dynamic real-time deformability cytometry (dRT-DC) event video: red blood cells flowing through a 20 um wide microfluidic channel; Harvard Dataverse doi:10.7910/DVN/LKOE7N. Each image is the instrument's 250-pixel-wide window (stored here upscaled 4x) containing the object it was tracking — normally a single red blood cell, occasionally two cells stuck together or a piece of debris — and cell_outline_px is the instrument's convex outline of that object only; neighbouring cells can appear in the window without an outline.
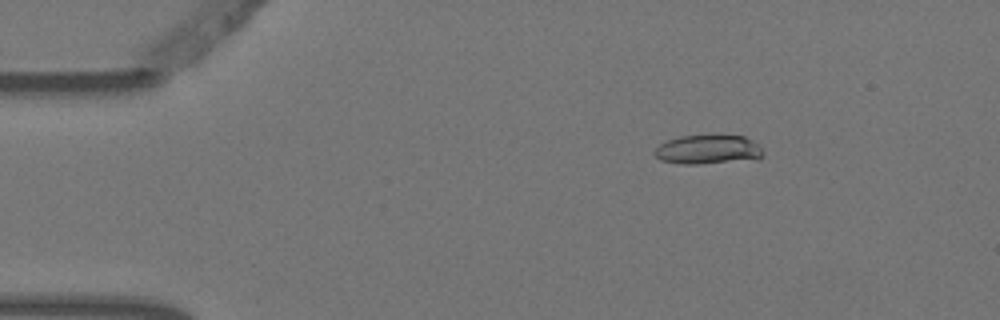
{"species": "Egyptian fruit bat (a non-hibernating species)", "species_latin": "Rousettus aegyptiacus", "temperature_condition": "warm", "stored_images_in_passage": 3, "camera_frame_rate_fps": 3000, "um_per_image_px": 0.085, "animal": {"sex": "female"}, "frame": {"image": 1, "passage_image": 1, "time_ms": 0.0, "image_size_px": [1000, 320], "cell_outline_px": [[764, 156], [760, 160], [696, 164], [684, 164], [660, 160], [652, 152], [660, 144], [668, 140], [680, 136], [712, 132], [744, 136], [760, 144], [764, 152]], "centroid_in_image_um": [60.27, 12.68], "position_along_channel_um": 24.7, "area_um2": 19.65}}